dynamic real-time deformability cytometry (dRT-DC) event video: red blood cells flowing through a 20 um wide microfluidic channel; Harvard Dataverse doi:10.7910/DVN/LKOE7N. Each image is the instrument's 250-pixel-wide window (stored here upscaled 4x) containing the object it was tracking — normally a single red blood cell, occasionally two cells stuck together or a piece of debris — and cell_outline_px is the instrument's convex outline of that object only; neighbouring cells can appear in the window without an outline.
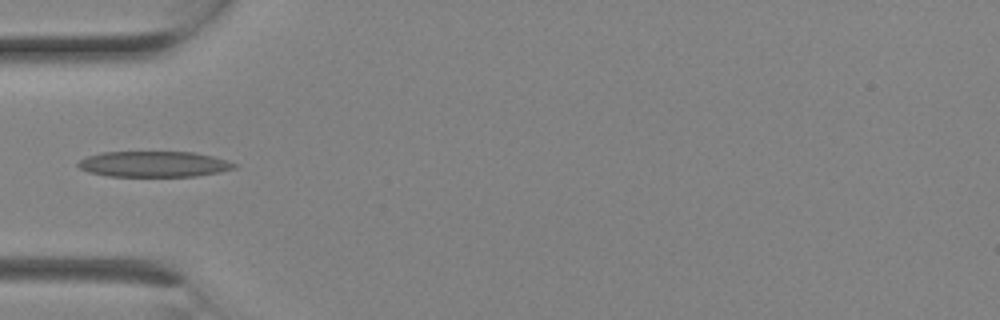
{"species": "Egyptian fruit bat (a non-hibernating species)", "species_latin": "Rousettus aegyptiacus", "temperature_condition": "room temperature", "stored_images_in_passage": 2, "camera_frame_rate_fps": 3000, "um_per_image_px": 0.085, "animal": {"sex": "female"}, "frame": {"image": 1, "passage_image": 2, "time_ms": 0.333, "image_size_px": [1000, 320], "cell_outline_px": [[236, 168], [220, 172], [196, 176], [108, 176], [88, 172], [80, 168], [76, 164], [80, 160], [88, 156], [100, 152], [192, 152], [212, 156], [236, 164]], "centroid_in_image_um": [13.05, 13.95], "position_along_channel_um": 71.9, "area_um2": 23.29}}